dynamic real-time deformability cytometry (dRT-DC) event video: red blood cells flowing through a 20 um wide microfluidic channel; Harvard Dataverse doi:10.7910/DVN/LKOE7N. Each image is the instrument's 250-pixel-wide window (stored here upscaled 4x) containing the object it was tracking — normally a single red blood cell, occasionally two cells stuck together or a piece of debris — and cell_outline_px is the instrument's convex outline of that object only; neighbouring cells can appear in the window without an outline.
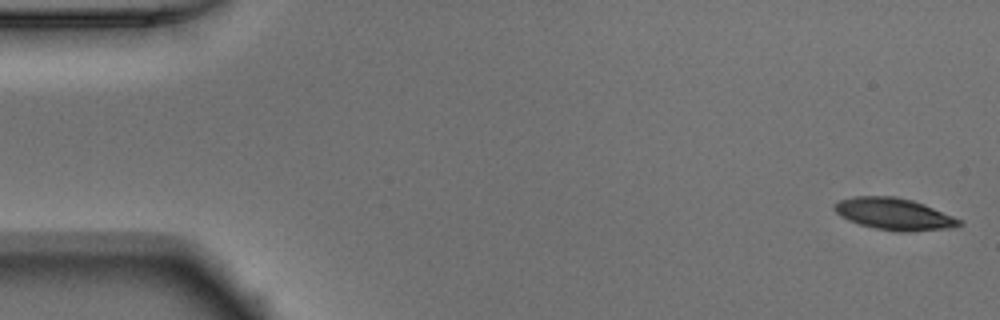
{"species": "Egyptian fruit bat (a non-hibernating species)", "species_latin": "Rousettus aegyptiacus", "temperature_condition": "warm", "stored_images_in_passage": 51, "camera_frame_rate_fps": 3000, "um_per_image_px": 0.085, "animal": {"sex": "male"}, "frame": {"image": 1, "passage_image": 1, "time_ms": 0.0, "image_size_px": [1000, 320], "cell_outline_px": [[964, 224], [948, 228], [876, 228], [860, 224], [848, 220], [840, 216], [832, 208], [832, 204], [836, 200], [852, 196], [892, 196], [912, 200], [924, 204], [964, 220]], "centroid_in_image_um": [75.9, 18.11], "position_along_channel_um": 9.1, "area_um2": 22.2}}
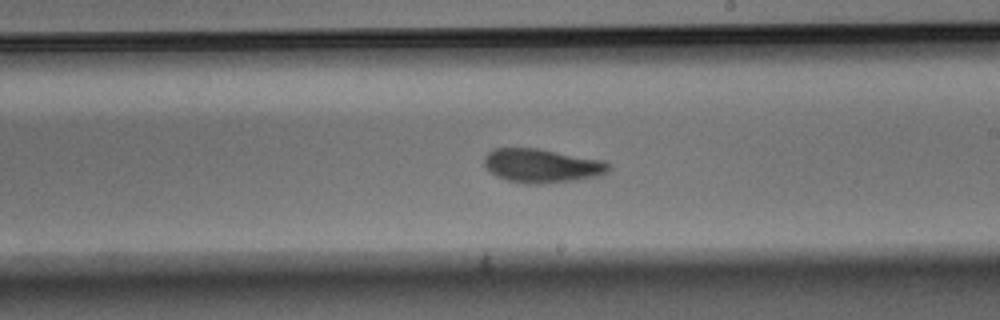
{"frame": {"image": 2, "passage_image": 29, "time_ms": 9.333, "image_size_px": [1000, 320], "cell_outline_px": [[612, 168], [608, 172], [600, 176], [576, 180], [544, 184], [524, 184], [508, 180], [496, 176], [484, 164], [484, 156], [492, 148], [536, 148], [604, 160]], "centroid_in_image_um": [46.08, 14.09], "position_along_channel_um": 242.9, "area_um2": 24.74}}
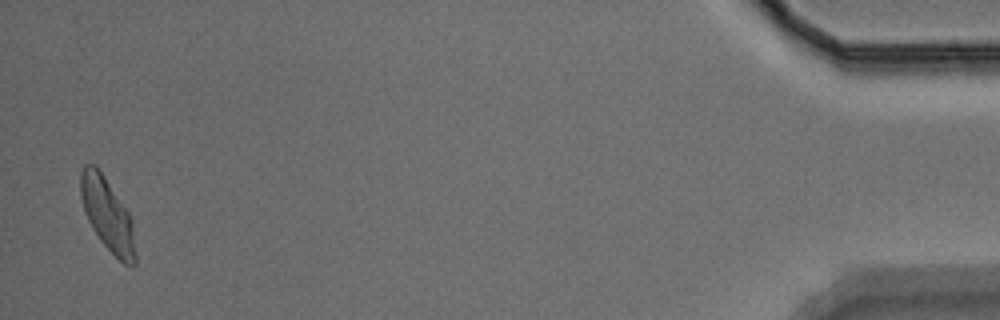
{"frame": {"image": 3, "passage_image": 50, "time_ms": 16.333, "image_size_px": [1000, 320], "cell_outline_px": [[136, 264], [132, 268], [124, 264], [100, 240], [92, 228], [88, 220], [80, 196], [80, 172], [84, 164], [96, 164], [128, 212], [132, 220], [136, 256]], "centroid_in_image_um": [9.13, 18.24], "position_along_channel_um": 426.1, "area_um2": 23.12}, "authors_computed_cell_mechanics": {"area_um2": 23.4668, "velocity_mm_per_s": 3.9018, "shape_relaxation_time_tau1_ms": 3.7656, "shape_relaxation_time_tau2_ms": 2.935, "deformation_change_tau1": 0.1569, "deformation_change_tau2": 0.0989}}